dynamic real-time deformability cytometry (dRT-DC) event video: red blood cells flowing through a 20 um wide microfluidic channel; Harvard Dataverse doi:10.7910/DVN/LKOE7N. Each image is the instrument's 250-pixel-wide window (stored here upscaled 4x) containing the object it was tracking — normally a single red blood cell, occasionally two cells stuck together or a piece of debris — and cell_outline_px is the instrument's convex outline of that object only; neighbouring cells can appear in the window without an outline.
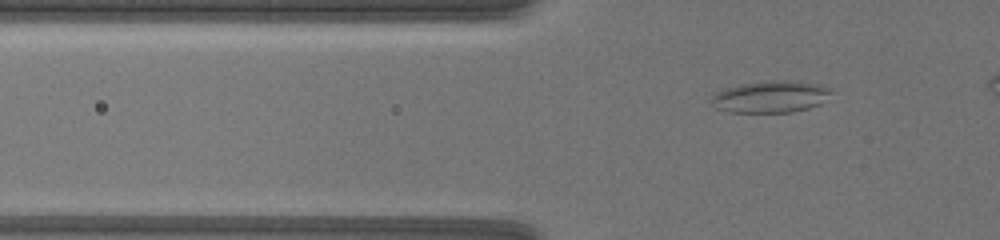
{"species": "common noctule bat (a hibernating species)", "species_latin": "Nyctalus noctula", "temperature_condition": "warm", "stored_images_in_passage": 56, "camera_frame_rate_fps": 3000, "um_per_image_px": 0.085, "animal": {"sex": "female", "body_mass_g": 19.5, "forearm_length_mm": 54.1}, "frame": {"image": 1, "passage_image": 11, "time_ms": 3.333, "image_size_px": [1000, 240], "cell_outline_px": [[832, 92], [820, 104], [808, 108], [792, 112], [728, 112], [716, 108], [708, 100], [716, 92], [740, 84], [768, 80], [796, 80], [820, 84], [832, 88]], "centroid_in_image_um": [65.51, 8.21], "position_along_channel_um": 60.3, "area_um2": 22.48}}
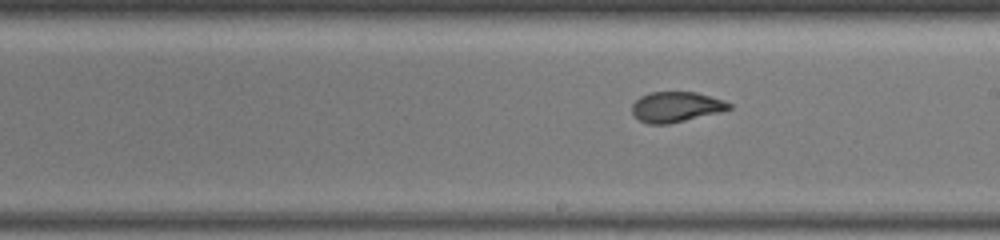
{"frame": {"image": 2, "passage_image": 31, "time_ms": 10.0, "image_size_px": [1000, 240], "cell_outline_px": [[732, 108], [720, 112], [668, 124], [648, 124], [640, 120], [632, 112], [632, 104], [640, 96], [648, 92], [696, 92], [724, 100], [732, 104]], "centroid_in_image_um": [57.47, 9.08], "position_along_channel_um": 231.5, "area_um2": 17.11}}
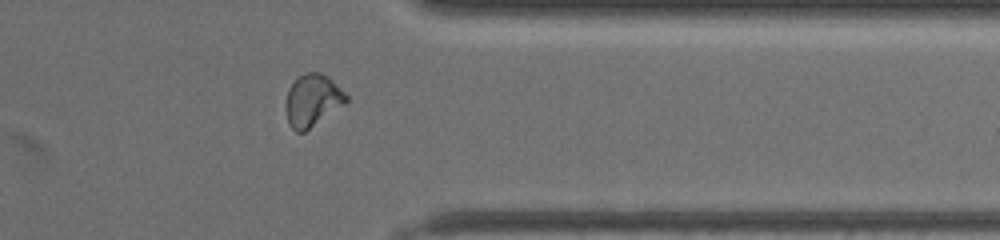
{"frame": {"image": 3, "passage_image": 48, "time_ms": 15.667, "image_size_px": [1000, 240], "cell_outline_px": [[348, 100], [344, 104], [304, 132], [296, 132], [288, 124], [284, 108], [284, 104], [288, 88], [296, 76], [304, 72], [320, 72], [328, 76], [348, 96]], "centroid_in_image_um": [26.5, 8.51], "position_along_channel_um": 384.9, "area_um2": 18.61}}